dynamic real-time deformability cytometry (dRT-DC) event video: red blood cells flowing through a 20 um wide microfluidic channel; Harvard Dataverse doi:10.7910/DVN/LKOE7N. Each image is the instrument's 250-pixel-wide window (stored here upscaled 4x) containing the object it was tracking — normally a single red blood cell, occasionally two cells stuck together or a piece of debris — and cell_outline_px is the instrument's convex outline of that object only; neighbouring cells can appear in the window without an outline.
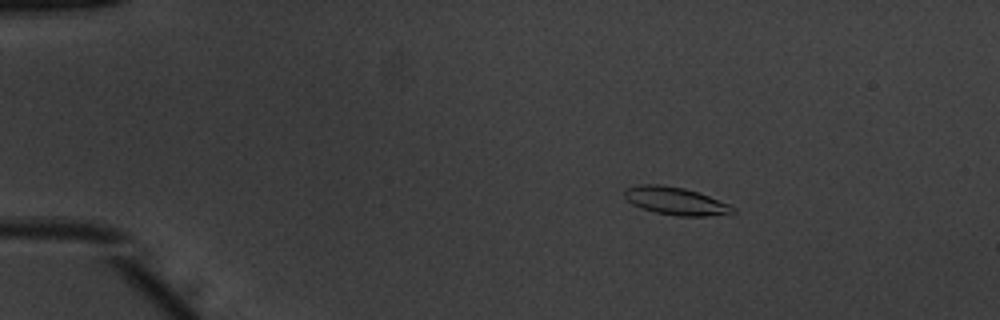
{"species": "common noctule bat (a hibernating species)", "species_latin": "Nyctalus noctula", "temperature_condition": "warm", "stored_images_in_passage": 52, "camera_frame_rate_fps": 3000, "um_per_image_px": 0.085, "animal": {"sex": "male", "body_mass_g": 20.1, "forearm_length_mm": 53.5}, "frame": {"image": 1, "passage_image": 9, "time_ms": 2.667, "image_size_px": [1000, 320], "cell_outline_px": [[736, 212], [732, 216], [676, 216], [656, 212], [640, 208], [632, 204], [624, 196], [624, 188], [640, 184], [660, 184], [684, 188], [708, 196], [728, 204], [736, 208]], "centroid_in_image_um": [57.47, 17.1], "position_along_channel_um": 27.5, "area_um2": 17.8}}
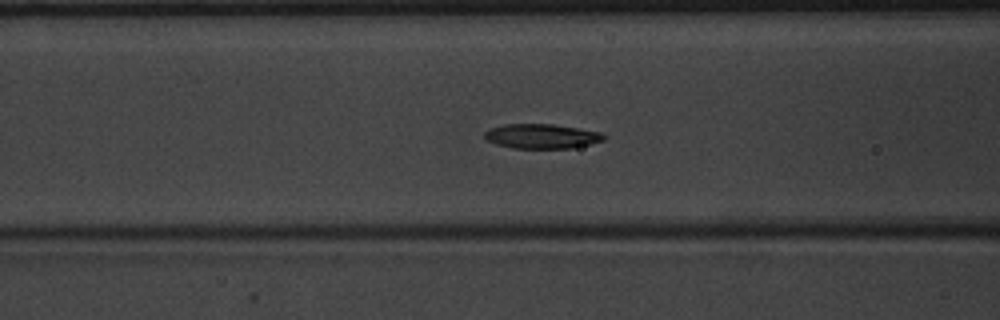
{"frame": {"image": 2, "passage_image": 22, "time_ms": 7.0, "image_size_px": [1000, 320], "cell_outline_px": [[608, 136], [604, 140], [572, 148], [512, 148], [496, 144], [488, 140], [484, 136], [484, 132], [488, 128], [504, 124], [552, 124], [600, 132]], "centroid_in_image_um": [46.02, 11.57], "position_along_channel_um": 120.6, "area_um2": 17.05}}
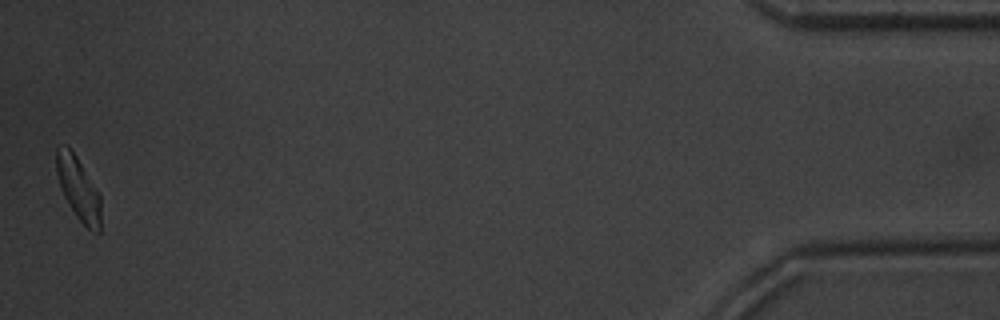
{"frame": {"image": 3, "passage_image": 52, "time_ms": 17.0, "image_size_px": [1000, 320], "cell_outline_px": [[100, 232], [96, 232], [88, 228], [76, 216], [68, 204], [60, 188], [56, 172], [56, 148], [64, 144], [68, 144], [100, 192]], "centroid_in_image_um": [6.65, 15.98], "position_along_channel_um": 428.6, "area_um2": 16.47}, "authors_computed_cell_mechanics": {"area_um2": 17.0799, "velocity_mm_per_s": 3.9218, "shape_relaxation_time_tau1_ms": 1.666, "shape_relaxation_time_tau2_ms": 4.1879, "deformation_change_tau1": 0.1403, "deformation_change_tau2": 0.1132}}